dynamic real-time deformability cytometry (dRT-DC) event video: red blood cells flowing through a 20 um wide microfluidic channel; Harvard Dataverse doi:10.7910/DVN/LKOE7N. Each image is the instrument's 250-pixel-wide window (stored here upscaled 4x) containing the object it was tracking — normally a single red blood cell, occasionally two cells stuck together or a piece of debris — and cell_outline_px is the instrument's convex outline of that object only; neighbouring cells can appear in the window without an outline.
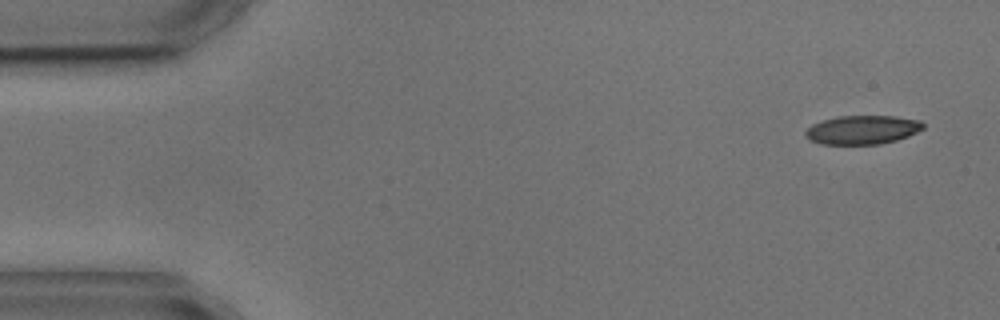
{"species": "common noctule bat (a hibernating species)", "species_latin": "Nyctalus noctula", "temperature_condition": "cold", "stored_images_in_passage": 5, "camera_frame_rate_fps": 3000, "um_per_image_px": 0.085, "animal": {"sex": "male", "body_mass_g": 17.9, "forearm_length_mm": 54.2}, "frame": {"image": 1, "passage_image": 1, "time_ms": 0.0, "image_size_px": [1000, 320], "cell_outline_px": [[924, 128], [908, 136], [896, 140], [880, 144], [820, 144], [808, 140], [804, 136], [804, 132], [812, 124], [836, 116], [896, 116], [920, 120], [924, 124]], "centroid_in_image_um": [73.28, 11.03], "position_along_channel_um": 11.7, "area_um2": 19.88}}
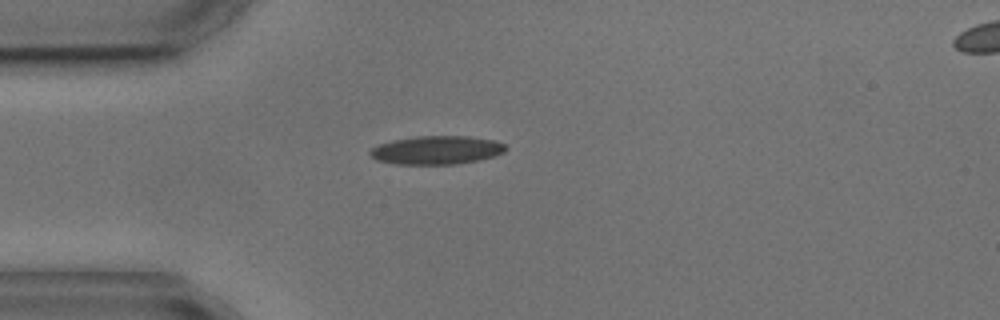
{"frame": {"image": 2, "passage_image": 4, "time_ms": 3.667, "image_size_px": [1000, 320], "cell_outline_px": [[508, 148], [504, 152], [496, 156], [456, 164], [392, 164], [376, 160], [368, 152], [372, 148], [380, 144], [392, 140], [416, 136], [468, 136], [492, 140], [504, 144]], "centroid_in_image_um": [37.1, 12.76], "position_along_channel_um": 47.9, "area_um2": 22.48}}